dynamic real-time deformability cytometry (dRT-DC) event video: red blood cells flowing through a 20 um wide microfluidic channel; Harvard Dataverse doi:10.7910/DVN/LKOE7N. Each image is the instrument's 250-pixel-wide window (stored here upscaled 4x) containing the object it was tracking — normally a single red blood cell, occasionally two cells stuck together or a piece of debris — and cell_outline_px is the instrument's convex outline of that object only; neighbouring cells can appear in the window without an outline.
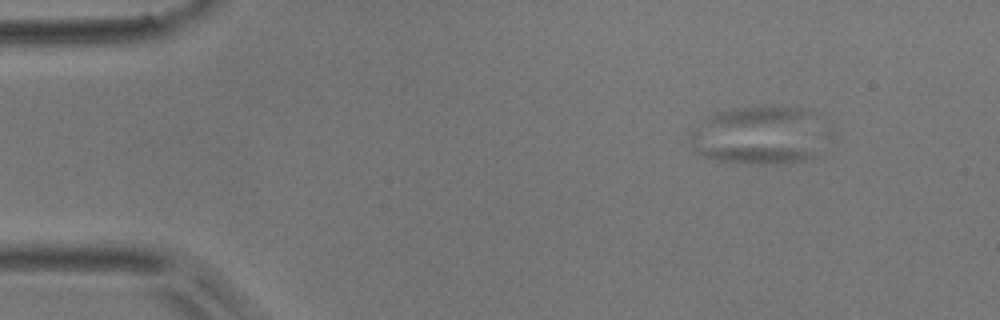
{"species": "common noctule bat (a hibernating species)", "species_latin": "Nyctalus noctula", "temperature_condition": "room temperature", "stored_images_in_passage": 5, "camera_frame_rate_fps": 3000, "um_per_image_px": 0.085, "animal": {"sex": "male", "body_mass_g": 17.9}, "frame": {"image": 1, "passage_image": 2, "time_ms": 0.333, "image_size_px": [1000, 320], "cell_outline_px": [[816, 156], [804, 160], [772, 164], [736, 164], [716, 160], [704, 156], [696, 152], [688, 136], [688, 132], [692, 128], [812, 152]], "centroid_in_image_um": [63.14, 12.71], "position_along_channel_um": 21.9, "area_um2": 18.55}}